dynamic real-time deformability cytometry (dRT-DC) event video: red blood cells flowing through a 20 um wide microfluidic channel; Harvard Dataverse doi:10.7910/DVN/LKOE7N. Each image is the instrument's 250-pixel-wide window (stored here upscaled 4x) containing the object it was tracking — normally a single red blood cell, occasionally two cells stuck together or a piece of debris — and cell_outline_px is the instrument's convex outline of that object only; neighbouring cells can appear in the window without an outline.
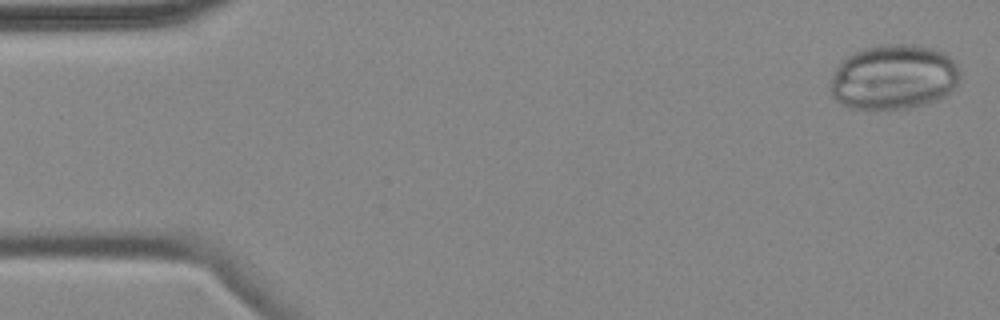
{"species": "common noctule bat (a hibernating species)", "species_latin": "Nyctalus noctula", "temperature_condition": "cold", "stored_images_in_passage": 5, "camera_frame_rate_fps": 3000, "um_per_image_px": 0.085, "animal": {"sex": "female", "body_mass_g": 18.4}, "frame": {"image": 1, "passage_image": 1, "time_ms": 0.0, "image_size_px": [1000, 320], "cell_outline_px": [[960, 76], [956, 84], [944, 96], [936, 100], [924, 104], [908, 108], [852, 108], [840, 104], [832, 96], [828, 88], [832, 76], [840, 60], [852, 52], [864, 48], [880, 44], [912, 44], [928, 48], [940, 52], [948, 56], [956, 64], [960, 72]], "centroid_in_image_um": [75.9, 6.54], "position_along_channel_um": 9.1, "area_um2": 49.01}}